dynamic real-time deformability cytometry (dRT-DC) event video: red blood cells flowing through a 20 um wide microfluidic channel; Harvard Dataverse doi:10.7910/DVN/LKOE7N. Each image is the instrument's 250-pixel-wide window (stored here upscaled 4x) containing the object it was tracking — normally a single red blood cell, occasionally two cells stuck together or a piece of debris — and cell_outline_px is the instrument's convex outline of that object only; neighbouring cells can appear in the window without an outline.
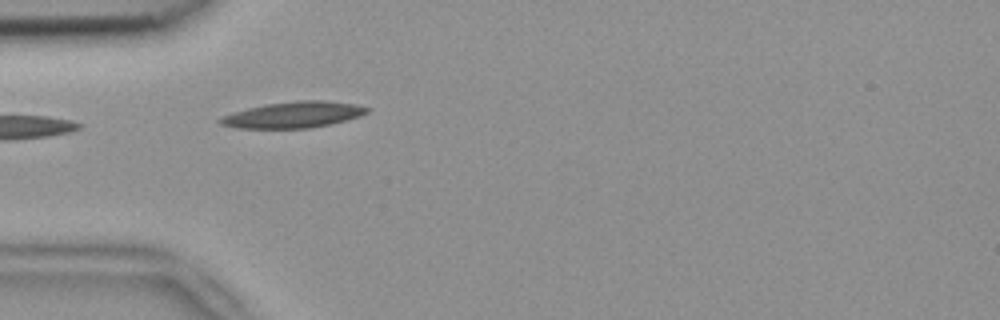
{"species": "common noctule bat (a hibernating species)", "species_latin": "Nyctalus noctula", "temperature_condition": "room temperature", "stored_images_in_passage": 4, "camera_frame_rate_fps": 3000, "um_per_image_px": 0.085, "animal": {"sex": "female", "body_mass_g": 18.4}, "frame": {"image": 1, "passage_image": 1, "time_ms": 0.0, "image_size_px": [1000, 320], "cell_outline_px": [[372, 108], [368, 112], [360, 116], [328, 124], [308, 128], [236, 128], [220, 124], [216, 120], [232, 112], [248, 108], [268, 104], [300, 100], [320, 100], [356, 104]], "centroid_in_image_um": [24.93, 9.75], "position_along_channel_um": 60.1, "area_um2": 22.14}}